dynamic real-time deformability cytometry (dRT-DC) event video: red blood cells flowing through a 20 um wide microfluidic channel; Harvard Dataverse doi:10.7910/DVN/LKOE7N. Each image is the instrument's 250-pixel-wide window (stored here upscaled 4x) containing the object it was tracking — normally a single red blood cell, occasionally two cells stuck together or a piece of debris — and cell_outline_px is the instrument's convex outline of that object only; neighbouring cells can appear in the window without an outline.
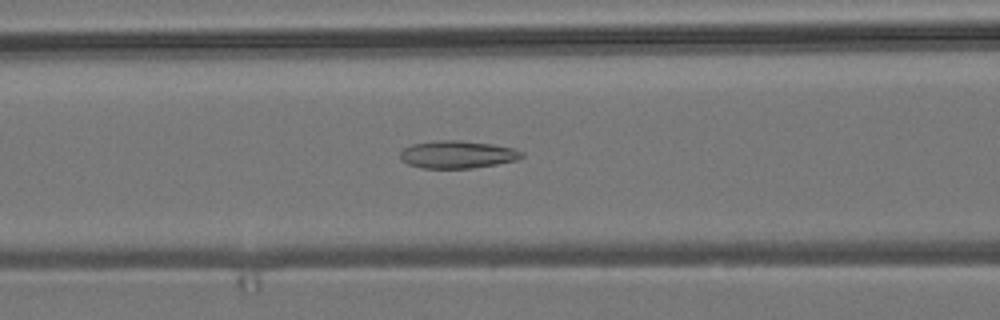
{"species": "common noctule bat (a hibernating species)", "species_latin": "Nyctalus noctula", "temperature_condition": "room temperature", "stored_images_in_passage": 53, "camera_frame_rate_fps": 3000, "um_per_image_px": 0.085, "animal": {"sex": "male", "body_mass_g": 19.2, "forearm_length_mm": 51.8}, "frame": {"image": 1, "passage_image": 22, "time_ms": 7.0, "image_size_px": [1000, 320], "cell_outline_px": [[524, 156], [516, 160], [496, 164], [472, 168], [424, 168], [408, 164], [400, 160], [400, 152], [404, 148], [412, 144], [436, 140], [460, 140], [492, 144], [512, 148], [524, 152]], "centroid_in_image_um": [38.87, 13.13], "position_along_channel_um": 127.7, "area_um2": 19.54}}
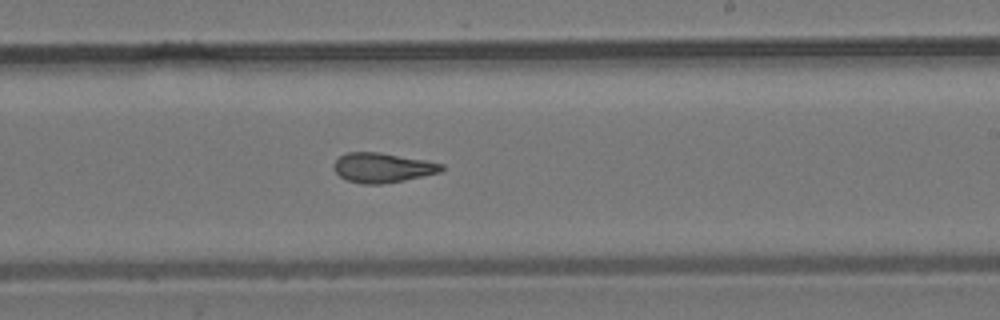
{"frame": {"image": 2, "passage_image": 32, "time_ms": 10.333, "image_size_px": [1000, 320], "cell_outline_px": [[444, 168], [440, 172], [404, 180], [380, 184], [364, 184], [348, 180], [340, 176], [336, 172], [336, 160], [340, 156], [348, 152], [380, 152], [424, 160], [444, 164]], "centroid_in_image_um": [32.54, 14.25], "position_along_channel_um": 256.5, "area_um2": 18.26}}
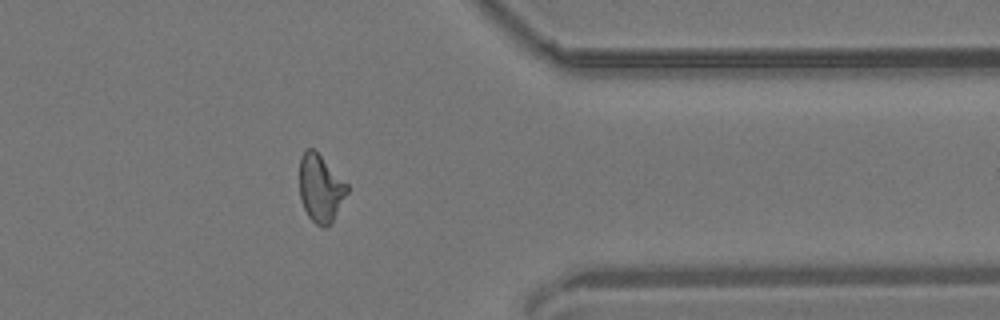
{"frame": {"image": 3, "passage_image": 43, "time_ms": 14.0, "image_size_px": [1000, 320], "cell_outline_px": [[348, 192], [332, 220], [324, 228], [320, 228], [308, 216], [300, 200], [300, 156], [308, 148], [312, 148], [348, 184]], "centroid_in_image_um": [27.23, 16.02], "position_along_channel_um": 384.2, "area_um2": 18.38}, "authors_computed_cell_mechanics": {"area_um2": 19.074, "velocity_mm_per_s": 3.8758, "shape_relaxation_time_tau1_ms": null, "shape_relaxation_time_tau2_ms": 2.4253, "deformation_change_tau1": null, "deformation_change_tau2": 0.1024}}